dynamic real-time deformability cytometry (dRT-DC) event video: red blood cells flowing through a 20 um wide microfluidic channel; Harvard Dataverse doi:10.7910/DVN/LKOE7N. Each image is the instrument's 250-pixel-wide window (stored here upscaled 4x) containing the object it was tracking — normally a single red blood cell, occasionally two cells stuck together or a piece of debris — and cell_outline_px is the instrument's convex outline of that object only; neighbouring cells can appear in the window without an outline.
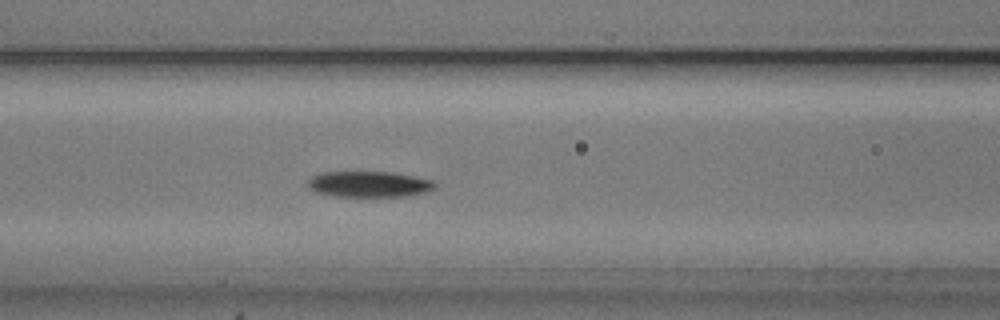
{"species": "common noctule bat (a hibernating species)", "species_latin": "Nyctalus noctula", "temperature_condition": "cold", "stored_images_in_passage": 47, "camera_frame_rate_fps": 3000, "um_per_image_px": 0.085, "animal": {"sex": "male", "body_mass_g": 20.5, "forearm_length_mm": 52.5}, "frame": {"image": 1, "passage_image": 16, "time_ms": 5.0, "image_size_px": [1000, 320], "cell_outline_px": [[436, 188], [428, 192], [408, 196], [336, 196], [316, 192], [308, 188], [308, 180], [312, 176], [320, 172], [392, 172], [432, 180], [436, 184]], "centroid_in_image_um": [31.38, 15.65], "position_along_channel_um": 135.2, "area_um2": 19.19}}
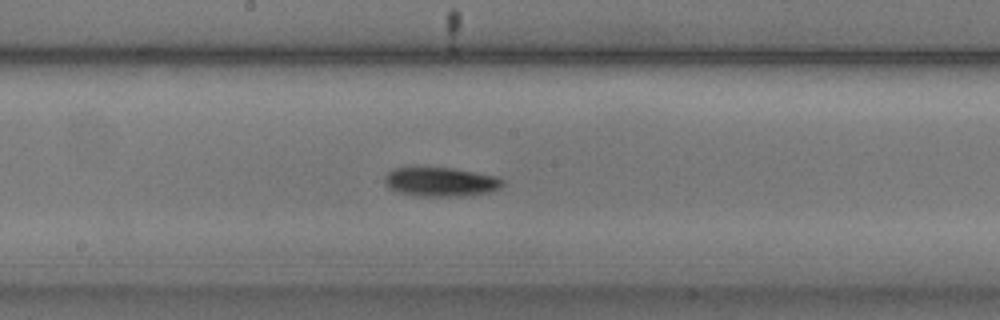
{"frame": {"image": 2, "passage_image": 22, "time_ms": 7.0, "image_size_px": [1000, 320], "cell_outline_px": [[504, 184], [500, 188], [492, 192], [464, 196], [416, 196], [396, 192], [388, 188], [384, 180], [384, 176], [392, 168], [452, 168], [496, 176], [504, 180]], "centroid_in_image_um": [37.46, 15.47], "position_along_channel_um": 210.7, "area_um2": 20.17}}
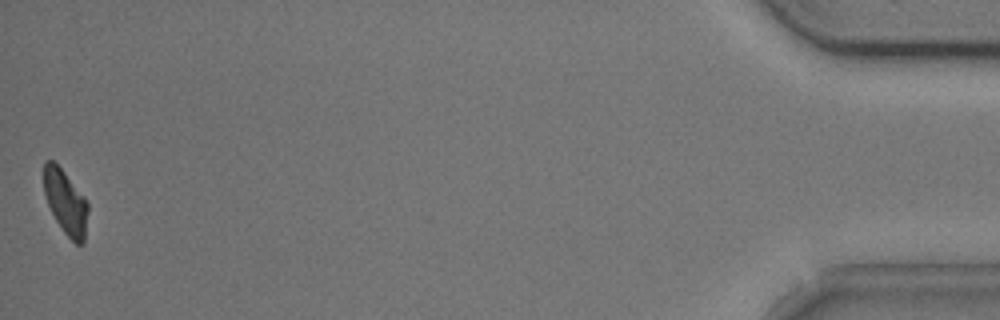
{"frame": {"image": 3, "passage_image": 47, "time_ms": 15.333, "image_size_px": [1000, 320], "cell_outline_px": [[88, 212], [84, 244], [76, 244], [64, 232], [56, 220], [48, 204], [44, 192], [44, 160], [52, 160], [64, 172], [84, 196], [88, 204]], "centroid_in_image_um": [5.59, 17.2], "position_along_channel_um": 429.6, "area_um2": 16.36}, "authors_computed_cell_mechanics": {"area_um2": 18.8428, "velocity_mm_per_s": 3.7656, "shape_relaxation_time_tau1_ms": 2.2225, "shape_relaxation_time_tau2_ms": null, "deformation_change_tau1": 0.0994, "deformation_change_tau2": null}}